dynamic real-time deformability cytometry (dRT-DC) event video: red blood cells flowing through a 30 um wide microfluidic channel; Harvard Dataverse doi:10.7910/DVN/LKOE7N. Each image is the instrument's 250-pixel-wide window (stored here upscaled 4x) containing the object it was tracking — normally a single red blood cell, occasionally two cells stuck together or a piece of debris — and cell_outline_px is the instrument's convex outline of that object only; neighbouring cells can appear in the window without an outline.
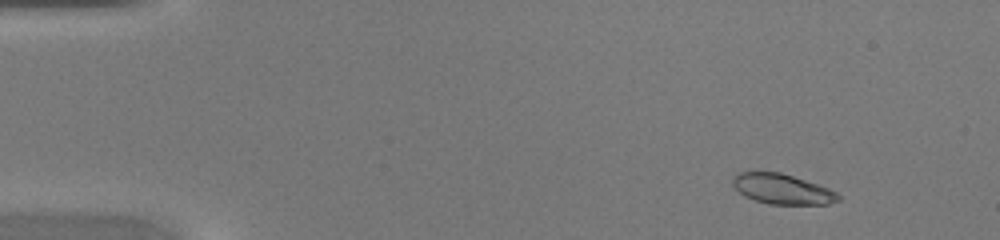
{"species": "common noctule bat (a hibernating species)", "species_latin": "Nyctalus noctula", "temperature_condition": "warm", "stored_images_in_passage": 47, "camera_frame_rate_fps": 3000, "um_per_image_px": 0.085, "animal": {"sex": "female", "body_mass_g": 20.0, "forearm_length_mm": 54.0}, "frame": {"image": 1, "passage_image": 5, "time_ms": 1.333, "image_size_px": [1000, 240], "cell_outline_px": [[840, 200], [828, 204], [768, 204], [744, 196], [732, 184], [732, 176], [740, 172], [780, 172], [828, 188], [836, 192], [840, 196]], "centroid_in_image_um": [66.47, 16.07], "position_along_channel_um": 18.5, "area_um2": 18.32}}
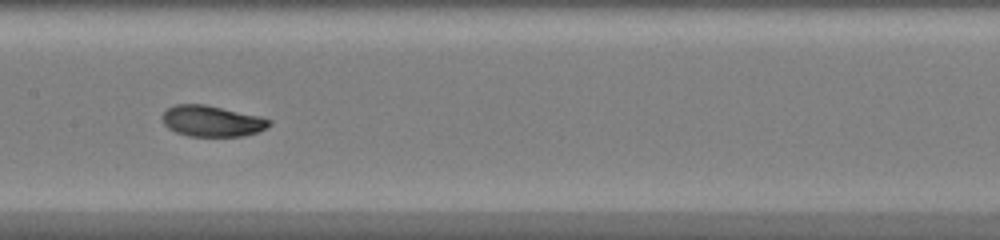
{"frame": {"image": 2, "passage_image": 24, "time_ms": 7.667, "image_size_px": [1000, 240], "cell_outline_px": [[272, 124], [268, 128], [244, 136], [188, 136], [176, 132], [168, 128], [164, 124], [160, 116], [168, 108], [176, 104], [204, 104], [260, 116], [272, 120]], "centroid_in_image_um": [18.02, 10.29], "position_along_channel_um": 189.4, "area_um2": 19.42}}
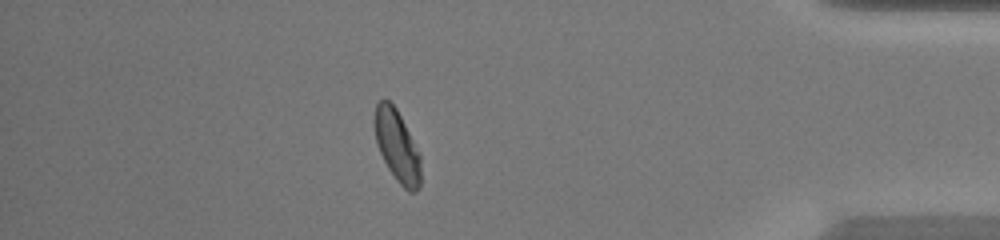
{"frame": {"image": 3, "passage_image": 41, "time_ms": 13.333, "image_size_px": [1000, 240], "cell_outline_px": [[420, 188], [416, 192], [408, 192], [396, 180], [388, 168], [376, 144], [372, 120], [376, 104], [380, 100], [388, 100], [396, 108], [420, 152]], "centroid_in_image_um": [33.73, 12.4], "position_along_channel_um": 401.5, "area_um2": 19.59}}